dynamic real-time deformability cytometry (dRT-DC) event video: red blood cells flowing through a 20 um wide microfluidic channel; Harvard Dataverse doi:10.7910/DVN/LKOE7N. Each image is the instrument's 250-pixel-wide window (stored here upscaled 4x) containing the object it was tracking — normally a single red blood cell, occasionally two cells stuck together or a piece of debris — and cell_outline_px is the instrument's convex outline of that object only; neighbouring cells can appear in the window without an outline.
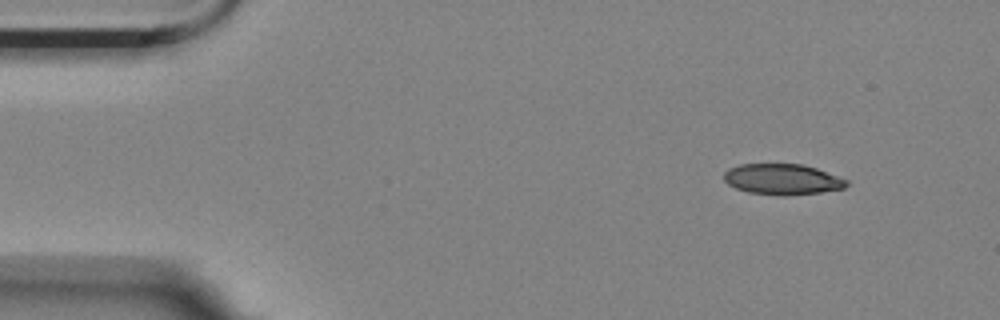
{"species": "Egyptian fruit bat (a non-hibernating species)", "species_latin": "Rousettus aegyptiacus", "temperature_condition": "room temperature", "stored_images_in_passage": 4, "camera_frame_rate_fps": 3000, "um_per_image_px": 0.085, "animal": {"sex": "female"}, "frame": {"image": 1, "passage_image": 1, "time_ms": 0.0, "image_size_px": [1000, 320], "cell_outline_px": [[848, 184], [844, 188], [820, 192], [788, 196], [780, 196], [748, 192], [736, 188], [728, 184], [724, 180], [724, 172], [728, 168], [740, 164], [800, 164], [816, 168], [848, 180]], "centroid_in_image_um": [66.48, 15.24], "position_along_channel_um": 18.5, "area_um2": 22.02}}
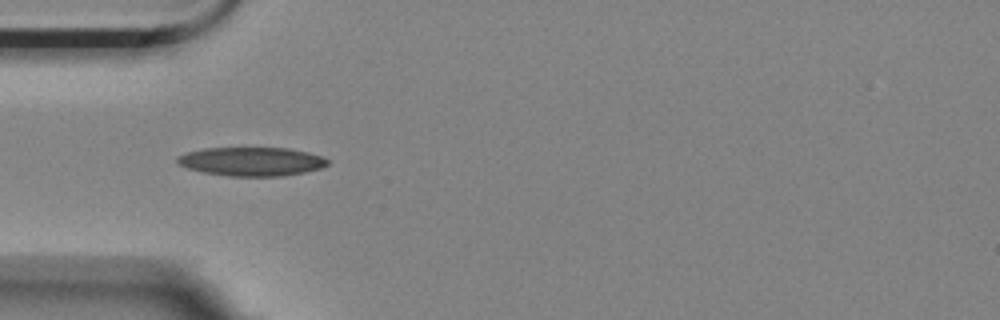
{"frame": {"image": 2, "passage_image": 4, "time_ms": 1.0, "image_size_px": [1000, 320], "cell_outline_px": [[328, 164], [320, 168], [304, 172], [280, 176], [228, 176], [204, 172], [188, 168], [180, 164], [176, 160], [176, 156], [188, 152], [204, 148], [288, 148], [308, 152], [320, 156], [328, 160]], "centroid_in_image_um": [21.37, 13.72], "position_along_channel_um": 63.6, "area_um2": 24.97}}